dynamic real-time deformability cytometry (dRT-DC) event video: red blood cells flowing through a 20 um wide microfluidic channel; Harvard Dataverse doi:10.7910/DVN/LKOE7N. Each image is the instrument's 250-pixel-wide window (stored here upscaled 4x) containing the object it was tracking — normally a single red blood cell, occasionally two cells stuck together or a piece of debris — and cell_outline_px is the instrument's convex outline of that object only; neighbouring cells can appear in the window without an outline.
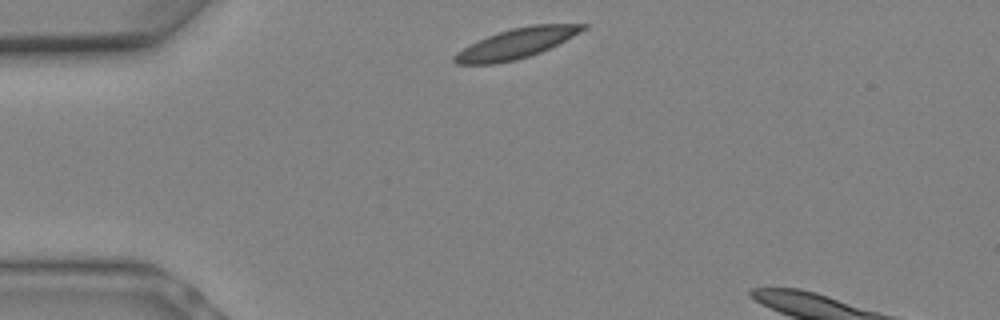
{"species": "Egyptian fruit bat (a non-hibernating species)", "species_latin": "Rousettus aegyptiacus", "temperature_condition": "warm", "stored_images_in_passage": 2, "camera_frame_rate_fps": 3000, "um_per_image_px": 0.085, "animal": {"sex": "female"}, "frame": {"image": 1, "passage_image": 1, "time_ms": 0.0, "image_size_px": [1000, 320], "cell_outline_px": [[588, 28], [540, 52], [516, 60], [496, 64], [456, 64], [452, 60], [452, 56], [456, 52], [488, 36], [512, 28], [532, 24], [588, 24]], "centroid_in_image_um": [43.87, 3.7], "position_along_channel_um": 41.1, "area_um2": 22.08}}